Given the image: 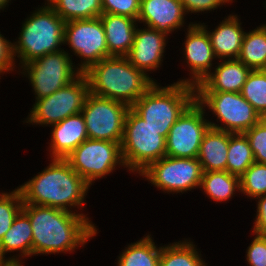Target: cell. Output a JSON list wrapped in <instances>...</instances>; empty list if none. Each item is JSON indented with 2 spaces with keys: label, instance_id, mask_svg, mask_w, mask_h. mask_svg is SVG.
<instances>
[{
  "label": "cell",
  "instance_id": "obj_19",
  "mask_svg": "<svg viewBox=\"0 0 266 266\" xmlns=\"http://www.w3.org/2000/svg\"><path fill=\"white\" fill-rule=\"evenodd\" d=\"M51 158L65 159L82 142L88 139L86 124L82 113L67 117L51 125Z\"/></svg>",
  "mask_w": 266,
  "mask_h": 266
},
{
  "label": "cell",
  "instance_id": "obj_17",
  "mask_svg": "<svg viewBox=\"0 0 266 266\" xmlns=\"http://www.w3.org/2000/svg\"><path fill=\"white\" fill-rule=\"evenodd\" d=\"M186 12L180 0H140L137 20L168 35L184 24Z\"/></svg>",
  "mask_w": 266,
  "mask_h": 266
},
{
  "label": "cell",
  "instance_id": "obj_2",
  "mask_svg": "<svg viewBox=\"0 0 266 266\" xmlns=\"http://www.w3.org/2000/svg\"><path fill=\"white\" fill-rule=\"evenodd\" d=\"M51 162L41 173L18 187L23 203L68 212H73L68 207L83 208L90 186L65 159L52 158Z\"/></svg>",
  "mask_w": 266,
  "mask_h": 266
},
{
  "label": "cell",
  "instance_id": "obj_4",
  "mask_svg": "<svg viewBox=\"0 0 266 266\" xmlns=\"http://www.w3.org/2000/svg\"><path fill=\"white\" fill-rule=\"evenodd\" d=\"M194 100L192 85L177 82L160 87L155 82L130 108L167 138L171 127Z\"/></svg>",
  "mask_w": 266,
  "mask_h": 266
},
{
  "label": "cell",
  "instance_id": "obj_14",
  "mask_svg": "<svg viewBox=\"0 0 266 266\" xmlns=\"http://www.w3.org/2000/svg\"><path fill=\"white\" fill-rule=\"evenodd\" d=\"M204 107L194 100L179 116L166 138V156L197 158L204 133L210 127Z\"/></svg>",
  "mask_w": 266,
  "mask_h": 266
},
{
  "label": "cell",
  "instance_id": "obj_35",
  "mask_svg": "<svg viewBox=\"0 0 266 266\" xmlns=\"http://www.w3.org/2000/svg\"><path fill=\"white\" fill-rule=\"evenodd\" d=\"M246 253L250 266H266V235L256 234Z\"/></svg>",
  "mask_w": 266,
  "mask_h": 266
},
{
  "label": "cell",
  "instance_id": "obj_16",
  "mask_svg": "<svg viewBox=\"0 0 266 266\" xmlns=\"http://www.w3.org/2000/svg\"><path fill=\"white\" fill-rule=\"evenodd\" d=\"M167 35L153 28H137L133 45L126 55L128 61L145 73L157 70L162 63Z\"/></svg>",
  "mask_w": 266,
  "mask_h": 266
},
{
  "label": "cell",
  "instance_id": "obj_6",
  "mask_svg": "<svg viewBox=\"0 0 266 266\" xmlns=\"http://www.w3.org/2000/svg\"><path fill=\"white\" fill-rule=\"evenodd\" d=\"M120 145L123 162L130 172L140 174L152 162L166 156V138L131 108L125 116Z\"/></svg>",
  "mask_w": 266,
  "mask_h": 266
},
{
  "label": "cell",
  "instance_id": "obj_22",
  "mask_svg": "<svg viewBox=\"0 0 266 266\" xmlns=\"http://www.w3.org/2000/svg\"><path fill=\"white\" fill-rule=\"evenodd\" d=\"M228 145L229 132L208 128L197 155L203 172L226 171Z\"/></svg>",
  "mask_w": 266,
  "mask_h": 266
},
{
  "label": "cell",
  "instance_id": "obj_7",
  "mask_svg": "<svg viewBox=\"0 0 266 266\" xmlns=\"http://www.w3.org/2000/svg\"><path fill=\"white\" fill-rule=\"evenodd\" d=\"M195 100L222 121L224 126L209 121L210 127L217 130L245 133L262 119L240 92L195 91Z\"/></svg>",
  "mask_w": 266,
  "mask_h": 266
},
{
  "label": "cell",
  "instance_id": "obj_9",
  "mask_svg": "<svg viewBox=\"0 0 266 266\" xmlns=\"http://www.w3.org/2000/svg\"><path fill=\"white\" fill-rule=\"evenodd\" d=\"M65 160L89 186L111 173L118 163L125 167L120 143L106 140L86 139Z\"/></svg>",
  "mask_w": 266,
  "mask_h": 266
},
{
  "label": "cell",
  "instance_id": "obj_15",
  "mask_svg": "<svg viewBox=\"0 0 266 266\" xmlns=\"http://www.w3.org/2000/svg\"><path fill=\"white\" fill-rule=\"evenodd\" d=\"M206 25L189 24L184 47L186 63L191 70V79L178 82L196 87L210 73L215 57Z\"/></svg>",
  "mask_w": 266,
  "mask_h": 266
},
{
  "label": "cell",
  "instance_id": "obj_39",
  "mask_svg": "<svg viewBox=\"0 0 266 266\" xmlns=\"http://www.w3.org/2000/svg\"><path fill=\"white\" fill-rule=\"evenodd\" d=\"M19 258H9L4 261H0V266H23L20 264Z\"/></svg>",
  "mask_w": 266,
  "mask_h": 266
},
{
  "label": "cell",
  "instance_id": "obj_28",
  "mask_svg": "<svg viewBox=\"0 0 266 266\" xmlns=\"http://www.w3.org/2000/svg\"><path fill=\"white\" fill-rule=\"evenodd\" d=\"M254 162V155L245 134L229 133L226 171L240 177Z\"/></svg>",
  "mask_w": 266,
  "mask_h": 266
},
{
  "label": "cell",
  "instance_id": "obj_25",
  "mask_svg": "<svg viewBox=\"0 0 266 266\" xmlns=\"http://www.w3.org/2000/svg\"><path fill=\"white\" fill-rule=\"evenodd\" d=\"M200 188L216 202L227 201L240 190V177L227 171L203 172Z\"/></svg>",
  "mask_w": 266,
  "mask_h": 266
},
{
  "label": "cell",
  "instance_id": "obj_21",
  "mask_svg": "<svg viewBox=\"0 0 266 266\" xmlns=\"http://www.w3.org/2000/svg\"><path fill=\"white\" fill-rule=\"evenodd\" d=\"M240 25L236 15H229L214 31H207L216 58L224 60L225 58L237 59L239 57L245 34Z\"/></svg>",
  "mask_w": 266,
  "mask_h": 266
},
{
  "label": "cell",
  "instance_id": "obj_13",
  "mask_svg": "<svg viewBox=\"0 0 266 266\" xmlns=\"http://www.w3.org/2000/svg\"><path fill=\"white\" fill-rule=\"evenodd\" d=\"M67 43L72 51L84 60L81 61L80 67H77L81 73L108 57L105 32L100 17L65 22L64 44Z\"/></svg>",
  "mask_w": 266,
  "mask_h": 266
},
{
  "label": "cell",
  "instance_id": "obj_30",
  "mask_svg": "<svg viewBox=\"0 0 266 266\" xmlns=\"http://www.w3.org/2000/svg\"><path fill=\"white\" fill-rule=\"evenodd\" d=\"M240 94L266 118V70H251Z\"/></svg>",
  "mask_w": 266,
  "mask_h": 266
},
{
  "label": "cell",
  "instance_id": "obj_20",
  "mask_svg": "<svg viewBox=\"0 0 266 266\" xmlns=\"http://www.w3.org/2000/svg\"><path fill=\"white\" fill-rule=\"evenodd\" d=\"M100 18L105 32L108 57L126 56L133 45L138 20L109 13H102Z\"/></svg>",
  "mask_w": 266,
  "mask_h": 266
},
{
  "label": "cell",
  "instance_id": "obj_10",
  "mask_svg": "<svg viewBox=\"0 0 266 266\" xmlns=\"http://www.w3.org/2000/svg\"><path fill=\"white\" fill-rule=\"evenodd\" d=\"M129 108L126 103L89 93L81 111L88 139L121 144L125 116Z\"/></svg>",
  "mask_w": 266,
  "mask_h": 266
},
{
  "label": "cell",
  "instance_id": "obj_38",
  "mask_svg": "<svg viewBox=\"0 0 266 266\" xmlns=\"http://www.w3.org/2000/svg\"><path fill=\"white\" fill-rule=\"evenodd\" d=\"M257 202V214L253 228L254 234L266 235V195L260 196Z\"/></svg>",
  "mask_w": 266,
  "mask_h": 266
},
{
  "label": "cell",
  "instance_id": "obj_31",
  "mask_svg": "<svg viewBox=\"0 0 266 266\" xmlns=\"http://www.w3.org/2000/svg\"><path fill=\"white\" fill-rule=\"evenodd\" d=\"M240 192L248 197L257 198L266 195V164L254 162L240 176Z\"/></svg>",
  "mask_w": 266,
  "mask_h": 266
},
{
  "label": "cell",
  "instance_id": "obj_27",
  "mask_svg": "<svg viewBox=\"0 0 266 266\" xmlns=\"http://www.w3.org/2000/svg\"><path fill=\"white\" fill-rule=\"evenodd\" d=\"M54 11L65 21L100 17L101 0H47Z\"/></svg>",
  "mask_w": 266,
  "mask_h": 266
},
{
  "label": "cell",
  "instance_id": "obj_8",
  "mask_svg": "<svg viewBox=\"0 0 266 266\" xmlns=\"http://www.w3.org/2000/svg\"><path fill=\"white\" fill-rule=\"evenodd\" d=\"M89 93L88 79L81 73L50 96L36 100L26 122L47 126L81 113Z\"/></svg>",
  "mask_w": 266,
  "mask_h": 266
},
{
  "label": "cell",
  "instance_id": "obj_36",
  "mask_svg": "<svg viewBox=\"0 0 266 266\" xmlns=\"http://www.w3.org/2000/svg\"><path fill=\"white\" fill-rule=\"evenodd\" d=\"M184 6L185 12L196 13L215 10L221 4L232 2V0H180Z\"/></svg>",
  "mask_w": 266,
  "mask_h": 266
},
{
  "label": "cell",
  "instance_id": "obj_24",
  "mask_svg": "<svg viewBox=\"0 0 266 266\" xmlns=\"http://www.w3.org/2000/svg\"><path fill=\"white\" fill-rule=\"evenodd\" d=\"M237 59L251 70H266V24L245 32Z\"/></svg>",
  "mask_w": 266,
  "mask_h": 266
},
{
  "label": "cell",
  "instance_id": "obj_34",
  "mask_svg": "<svg viewBox=\"0 0 266 266\" xmlns=\"http://www.w3.org/2000/svg\"><path fill=\"white\" fill-rule=\"evenodd\" d=\"M103 13L122 15L132 19L138 18L140 0H101Z\"/></svg>",
  "mask_w": 266,
  "mask_h": 266
},
{
  "label": "cell",
  "instance_id": "obj_11",
  "mask_svg": "<svg viewBox=\"0 0 266 266\" xmlns=\"http://www.w3.org/2000/svg\"><path fill=\"white\" fill-rule=\"evenodd\" d=\"M21 67L28 75L37 95L36 100L50 96L81 74L78 70L75 72L69 54L63 49L36 58Z\"/></svg>",
  "mask_w": 266,
  "mask_h": 266
},
{
  "label": "cell",
  "instance_id": "obj_1",
  "mask_svg": "<svg viewBox=\"0 0 266 266\" xmlns=\"http://www.w3.org/2000/svg\"><path fill=\"white\" fill-rule=\"evenodd\" d=\"M32 227V255L72 252L94 237L97 228L84 214L49 206L25 204Z\"/></svg>",
  "mask_w": 266,
  "mask_h": 266
},
{
  "label": "cell",
  "instance_id": "obj_29",
  "mask_svg": "<svg viewBox=\"0 0 266 266\" xmlns=\"http://www.w3.org/2000/svg\"><path fill=\"white\" fill-rule=\"evenodd\" d=\"M193 242H176L161 247L159 266H206Z\"/></svg>",
  "mask_w": 266,
  "mask_h": 266
},
{
  "label": "cell",
  "instance_id": "obj_33",
  "mask_svg": "<svg viewBox=\"0 0 266 266\" xmlns=\"http://www.w3.org/2000/svg\"><path fill=\"white\" fill-rule=\"evenodd\" d=\"M244 134L250 143L255 162L266 164V118H262Z\"/></svg>",
  "mask_w": 266,
  "mask_h": 266
},
{
  "label": "cell",
  "instance_id": "obj_18",
  "mask_svg": "<svg viewBox=\"0 0 266 266\" xmlns=\"http://www.w3.org/2000/svg\"><path fill=\"white\" fill-rule=\"evenodd\" d=\"M251 69L238 59H225L210 72L195 91L240 92Z\"/></svg>",
  "mask_w": 266,
  "mask_h": 266
},
{
  "label": "cell",
  "instance_id": "obj_32",
  "mask_svg": "<svg viewBox=\"0 0 266 266\" xmlns=\"http://www.w3.org/2000/svg\"><path fill=\"white\" fill-rule=\"evenodd\" d=\"M23 200L19 188L11 193H0V242L22 210Z\"/></svg>",
  "mask_w": 266,
  "mask_h": 266
},
{
  "label": "cell",
  "instance_id": "obj_37",
  "mask_svg": "<svg viewBox=\"0 0 266 266\" xmlns=\"http://www.w3.org/2000/svg\"><path fill=\"white\" fill-rule=\"evenodd\" d=\"M12 44L13 43L0 34V74L6 71H12L14 68L13 66H15L12 54Z\"/></svg>",
  "mask_w": 266,
  "mask_h": 266
},
{
  "label": "cell",
  "instance_id": "obj_12",
  "mask_svg": "<svg viewBox=\"0 0 266 266\" xmlns=\"http://www.w3.org/2000/svg\"><path fill=\"white\" fill-rule=\"evenodd\" d=\"M203 170L197 158L164 156L152 162L140 174L151 184L167 192H184L200 187Z\"/></svg>",
  "mask_w": 266,
  "mask_h": 266
},
{
  "label": "cell",
  "instance_id": "obj_40",
  "mask_svg": "<svg viewBox=\"0 0 266 266\" xmlns=\"http://www.w3.org/2000/svg\"><path fill=\"white\" fill-rule=\"evenodd\" d=\"M7 3H9V0H0V10L4 9L8 5Z\"/></svg>",
  "mask_w": 266,
  "mask_h": 266
},
{
  "label": "cell",
  "instance_id": "obj_5",
  "mask_svg": "<svg viewBox=\"0 0 266 266\" xmlns=\"http://www.w3.org/2000/svg\"><path fill=\"white\" fill-rule=\"evenodd\" d=\"M65 21L47 3L23 23L18 41L12 44L13 58L22 65L46 54L60 51L64 44ZM17 54V55H16Z\"/></svg>",
  "mask_w": 266,
  "mask_h": 266
},
{
  "label": "cell",
  "instance_id": "obj_23",
  "mask_svg": "<svg viewBox=\"0 0 266 266\" xmlns=\"http://www.w3.org/2000/svg\"><path fill=\"white\" fill-rule=\"evenodd\" d=\"M32 227L28 215L21 210L11 228L0 242V261H4L7 252L20 251L21 257L32 255Z\"/></svg>",
  "mask_w": 266,
  "mask_h": 266
},
{
  "label": "cell",
  "instance_id": "obj_3",
  "mask_svg": "<svg viewBox=\"0 0 266 266\" xmlns=\"http://www.w3.org/2000/svg\"><path fill=\"white\" fill-rule=\"evenodd\" d=\"M90 93L126 103L131 107L154 83L126 56H110L93 64L86 72Z\"/></svg>",
  "mask_w": 266,
  "mask_h": 266
},
{
  "label": "cell",
  "instance_id": "obj_26",
  "mask_svg": "<svg viewBox=\"0 0 266 266\" xmlns=\"http://www.w3.org/2000/svg\"><path fill=\"white\" fill-rule=\"evenodd\" d=\"M151 235L130 244L119 256L118 266H159L161 247H156Z\"/></svg>",
  "mask_w": 266,
  "mask_h": 266
}]
</instances>
